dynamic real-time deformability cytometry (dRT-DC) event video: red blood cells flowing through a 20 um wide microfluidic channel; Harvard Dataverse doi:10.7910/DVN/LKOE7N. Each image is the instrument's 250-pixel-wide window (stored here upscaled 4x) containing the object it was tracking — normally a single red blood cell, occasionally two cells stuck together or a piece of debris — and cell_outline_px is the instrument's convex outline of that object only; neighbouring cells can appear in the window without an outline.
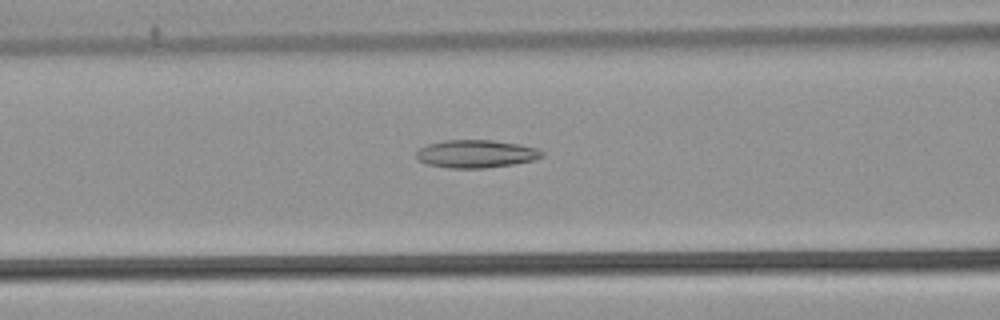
{"species": "common noctule bat (a hibernating species)", "species_latin": "Nyctalus noctula", "temperature_condition": "warm", "stored_images_in_passage": 35, "camera_frame_rate_fps": 3000, "um_per_image_px": 0.085, "animal": {"sex": "male", "body_mass_g": 21.5, "forearm_length_mm": 52.0}, "frame": {"image": 1, "passage_image": 9, "time_ms": 2.667, "image_size_px": [1000, 320], "cell_outline_px": [[544, 156], [532, 160], [512, 164], [484, 168], [448, 168], [424, 164], [416, 156], [416, 152], [420, 148], [428, 144], [444, 140], [492, 140], [520, 144], [536, 148], [544, 152]], "centroid_in_image_um": [40.44, 13.07], "position_along_channel_um": 126.2, "area_um2": 20.4}}
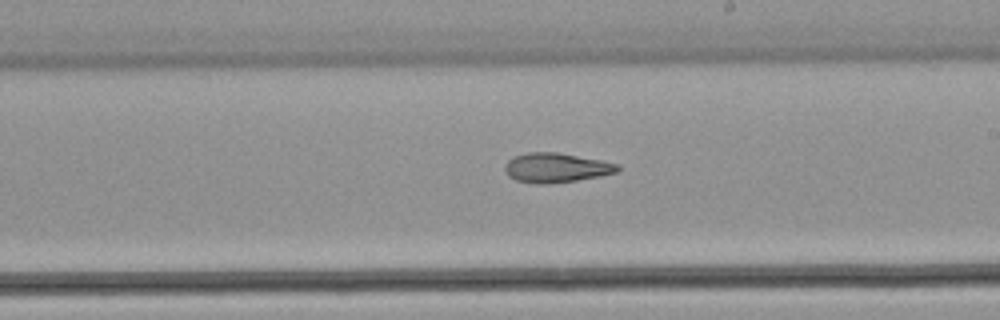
{"frame": {"image": 2, "passage_image": 18, "time_ms": 5.667, "image_size_px": [1000, 320], "cell_outline_px": [[620, 168], [616, 172], [600, 176], [576, 180], [548, 184], [536, 184], [516, 180], [508, 176], [504, 168], [508, 160], [512, 156], [528, 152], [556, 152], [600, 160], [620, 164]], "centroid_in_image_um": [47.25, 14.25], "position_along_channel_um": 241.8, "area_um2": 19.36}}
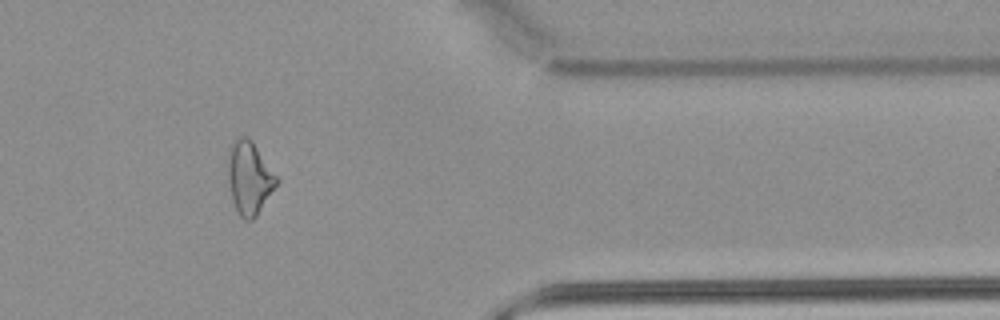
{"frame": {"image": 3, "passage_image": 31, "time_ms": 10.0, "image_size_px": [1000, 320], "cell_outline_px": [[280, 180], [256, 216], [252, 220], [244, 220], [240, 216], [232, 200], [228, 180], [228, 148], [236, 136], [248, 136], [252, 140]], "centroid_in_image_um": [21.18, 15.08], "position_along_channel_um": 390.2, "area_um2": 20.81}, "authors_computed_cell_mechanics": {"area_um2": 19.363, "velocity_mm_per_s": 3.8452, "shape_relaxation_time_tau1_ms": null, "shape_relaxation_time_tau2_ms": 3.5679, "deformation_change_tau1": null, "deformation_change_tau2": 0.1339}}